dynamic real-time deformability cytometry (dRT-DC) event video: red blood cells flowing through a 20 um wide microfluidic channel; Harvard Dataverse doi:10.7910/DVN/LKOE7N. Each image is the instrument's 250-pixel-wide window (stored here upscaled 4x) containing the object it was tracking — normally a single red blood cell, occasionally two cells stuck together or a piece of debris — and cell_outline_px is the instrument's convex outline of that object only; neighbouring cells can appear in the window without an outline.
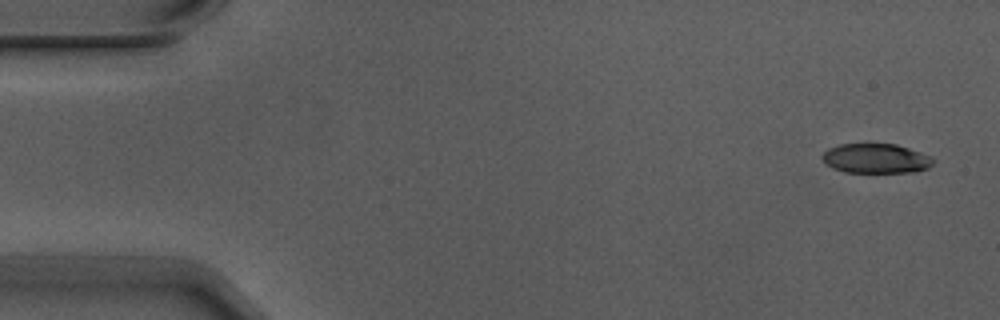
{"species": "Egyptian fruit bat (a non-hibernating species)", "species_latin": "Rousettus aegyptiacus", "temperature_condition": "warm", "stored_images_in_passage": 4, "camera_frame_rate_fps": 3000, "um_per_image_px": 0.085, "animal": {"sex": "male"}, "frame": {"image": 1, "passage_image": 1, "time_ms": 0.0, "image_size_px": [1000, 320], "cell_outline_px": [[936, 160], [928, 168], [912, 172], [844, 172], [832, 168], [820, 156], [828, 148], [840, 144], [896, 144], [932, 156]], "centroid_in_image_um": [74.46, 13.47], "position_along_channel_um": 10.5, "area_um2": 19.13}}
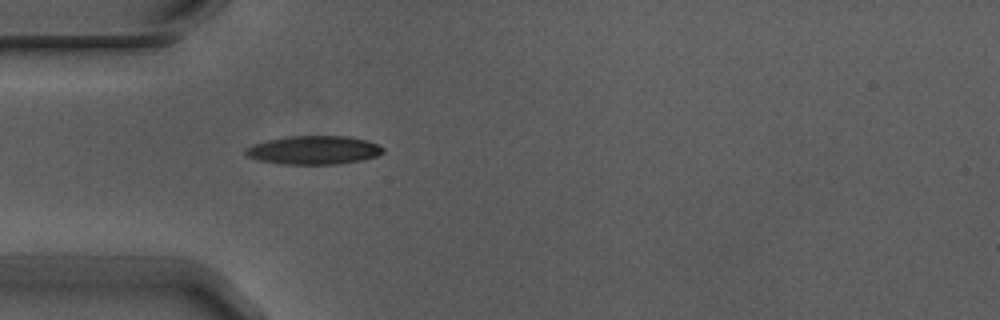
{"frame": {"image": 2, "passage_image": 4, "time_ms": 1.0, "image_size_px": [1000, 320], "cell_outline_px": [[384, 152], [376, 156], [360, 160], [340, 164], [284, 164], [260, 160], [248, 156], [244, 152], [244, 148], [252, 144], [268, 140], [292, 136], [348, 136], [364, 140], [376, 144], [384, 148]], "centroid_in_image_um": [26.66, 12.76], "position_along_channel_um": 58.3, "area_um2": 22.66}}